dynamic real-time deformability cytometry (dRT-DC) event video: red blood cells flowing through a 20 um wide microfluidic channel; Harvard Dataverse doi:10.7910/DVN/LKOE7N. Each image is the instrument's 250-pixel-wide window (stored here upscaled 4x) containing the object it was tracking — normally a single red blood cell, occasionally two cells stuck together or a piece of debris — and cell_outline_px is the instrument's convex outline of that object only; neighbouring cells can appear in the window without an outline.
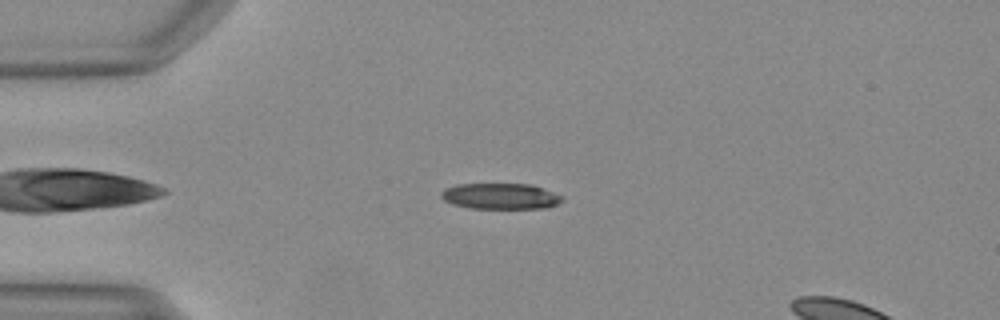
{"species": "Egyptian fruit bat (a non-hibernating species)", "species_latin": "Rousettus aegyptiacus", "temperature_condition": "warm", "stored_images_in_passage": 42, "camera_frame_rate_fps": 3000, "um_per_image_px": 0.085, "animal": {"sex": "female"}, "frame": {"image": 1, "passage_image": 7, "time_ms": 2.0, "image_size_px": [1000, 320], "cell_outline_px": [[564, 200], [548, 208], [468, 208], [452, 204], [444, 200], [440, 196], [440, 192], [444, 188], [456, 184], [532, 184], [564, 196]], "centroid_in_image_um": [42.53, 16.67], "position_along_channel_um": 42.5, "area_um2": 18.44}}
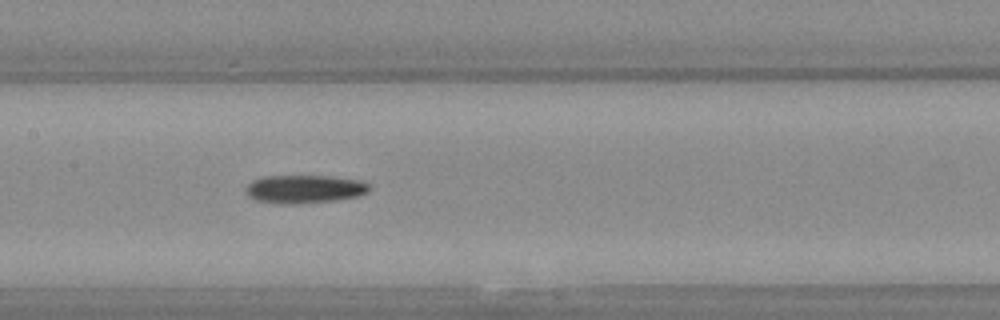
{"frame": {"image": 2, "passage_image": 19, "time_ms": 6.0, "image_size_px": [1000, 320], "cell_outline_px": [[372, 188], [368, 192], [360, 196], [332, 200], [292, 204], [280, 204], [256, 200], [248, 196], [244, 188], [252, 180], [264, 176], [324, 176], [360, 180], [368, 184]], "centroid_in_image_um": [25.86, 16.07], "position_along_channel_um": 181.5, "area_um2": 20.29}}
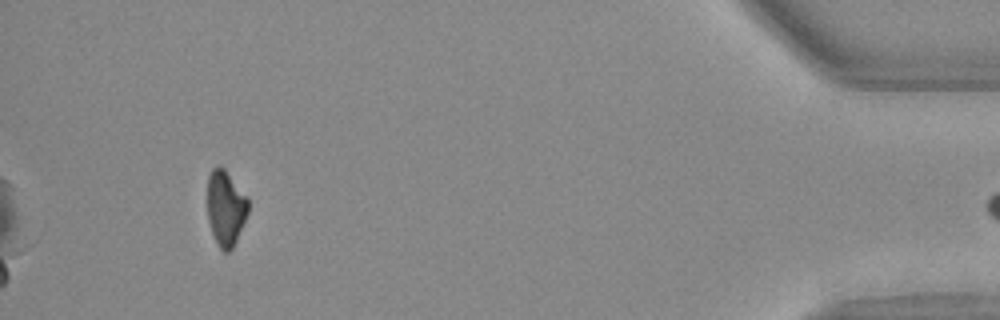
{"frame": {"image": 3, "passage_image": 41, "time_ms": 13.333, "image_size_px": [1000, 320], "cell_outline_px": [[248, 212], [236, 240], [232, 248], [228, 252], [224, 252], [216, 244], [208, 220], [208, 176], [212, 168], [216, 164], [220, 164], [224, 168], [248, 196]], "centroid_in_image_um": [19.18, 17.64], "position_along_channel_um": 416.0, "area_um2": 18.03}}